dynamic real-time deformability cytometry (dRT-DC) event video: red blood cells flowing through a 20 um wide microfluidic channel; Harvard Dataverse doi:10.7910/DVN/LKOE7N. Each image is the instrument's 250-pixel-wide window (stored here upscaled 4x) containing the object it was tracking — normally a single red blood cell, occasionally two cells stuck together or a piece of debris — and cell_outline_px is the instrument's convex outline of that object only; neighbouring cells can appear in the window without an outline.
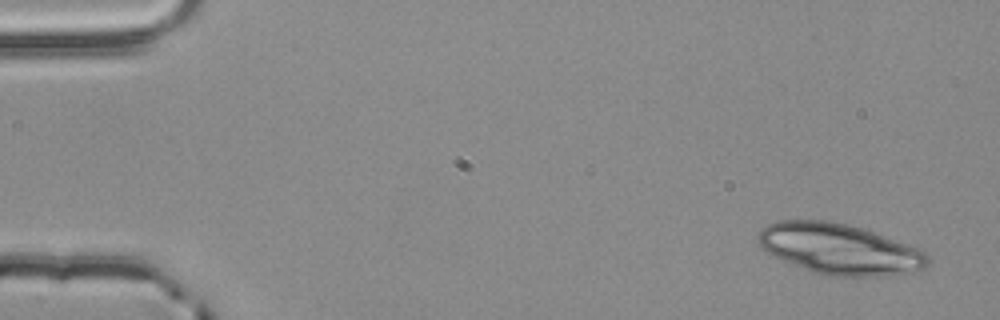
{"species": "common noctule bat (a hibernating species)", "species_latin": "Nyctalus noctula", "temperature_condition": "room temperature", "stored_images_in_passage": 37, "segment_of_instrument_passage": [1, 2], "camera_frame_rate_fps": 3000, "um_per_image_px": 0.085, "animal": {"sex": "male", "body_mass_g": 20.4}, "frame": {"image": 1, "passage_image": 1, "time_ms": 0.0, "image_size_px": [1000, 320], "cell_outline_px": [[928, 264], [924, 268], [912, 272], [888, 276], [832, 276], [812, 272], [764, 252], [756, 240], [760, 228], [776, 220], [828, 220], [848, 224], [872, 232], [916, 248], [924, 252], [928, 256]], "centroid_in_image_um": [71.28, 21.17], "position_along_channel_um": 13.7, "area_um2": 49.94}}